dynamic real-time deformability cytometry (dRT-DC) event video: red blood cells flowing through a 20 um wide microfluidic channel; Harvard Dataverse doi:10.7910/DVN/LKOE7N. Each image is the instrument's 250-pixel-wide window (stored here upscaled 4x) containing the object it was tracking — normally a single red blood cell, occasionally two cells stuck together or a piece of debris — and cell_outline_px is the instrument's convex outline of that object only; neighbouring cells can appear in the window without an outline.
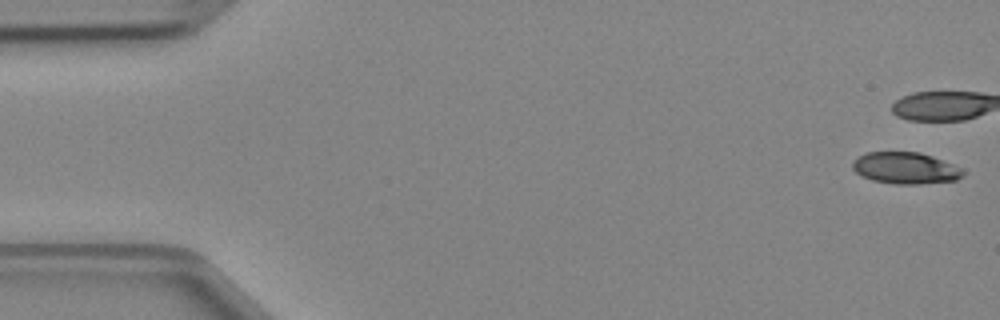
{"species": "Egyptian fruit bat (a non-hibernating species)", "species_latin": "Rousettus aegyptiacus", "temperature_condition": "cold", "stored_images_in_passage": 36, "camera_frame_rate_fps": 3000, "um_per_image_px": 0.085, "animal": {"sex": "female"}, "frame": {"image": 1, "passage_image": 1, "time_ms": 0.0, "image_size_px": [1000, 320], "cell_outline_px": [[968, 172], [964, 176], [956, 180], [920, 184], [896, 184], [872, 180], [856, 172], [852, 168], [852, 160], [864, 152], [920, 152], [932, 156], [964, 168]], "centroid_in_image_um": [77.01, 14.28], "position_along_channel_um": 8.0, "area_um2": 20.63}}